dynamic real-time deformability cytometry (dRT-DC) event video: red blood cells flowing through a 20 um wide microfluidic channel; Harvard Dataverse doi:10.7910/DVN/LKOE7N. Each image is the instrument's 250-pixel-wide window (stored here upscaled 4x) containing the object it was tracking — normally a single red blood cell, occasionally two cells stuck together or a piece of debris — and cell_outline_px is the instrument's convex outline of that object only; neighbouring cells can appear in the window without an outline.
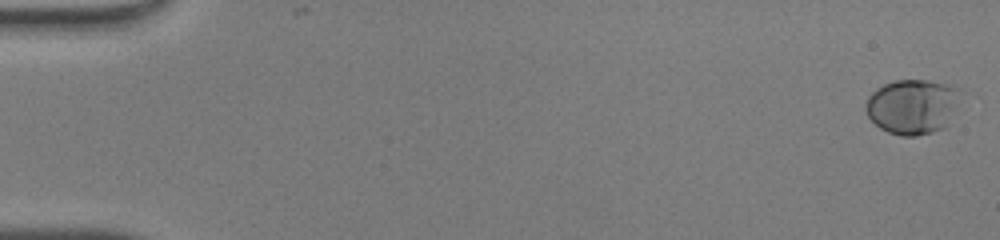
{"species": "human", "species_latin": "Homo sapiens", "temperature_condition": "warm", "stored_images_in_passage": 50, "camera_frame_rate_fps": 3000, "um_per_image_px": 0.085, "donor": {"sex": "male"}, "frame": {"image": 1, "passage_image": 1, "time_ms": 0.0, "image_size_px": [1000, 240], "cell_outline_px": [[960, 88], [956, 104], [944, 128], [932, 132], [916, 136], [900, 136], [888, 132], [880, 128], [868, 116], [864, 104], [868, 96], [876, 88], [884, 84], [896, 80], [928, 80], [952, 84]], "centroid_in_image_um": [77.52, 9.04], "position_along_channel_um": 7.5, "area_um2": 30.23}}
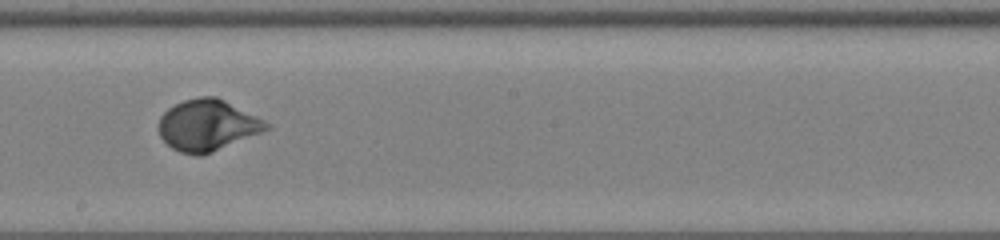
{"frame": {"image": 2, "passage_image": 29, "time_ms": 9.333, "image_size_px": [1000, 240], "cell_outline_px": [[272, 128], [212, 152], [200, 156], [196, 156], [180, 152], [172, 148], [160, 136], [160, 116], [168, 108], [184, 100], [200, 96], [216, 96], [272, 124]], "centroid_in_image_um": [17.65, 10.65], "position_along_channel_um": 230.6, "area_um2": 31.91}}
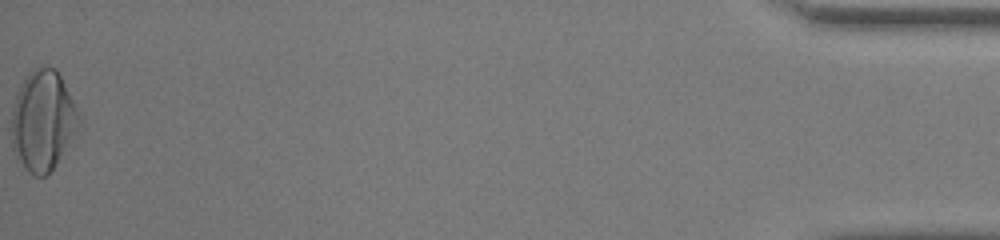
{"frame": {"image": 3, "passage_image": 50, "time_ms": 16.333, "image_size_px": [1000, 240], "cell_outline_px": [[80, 120], [56, 164], [44, 176], [36, 176], [24, 164], [12, 148], [12, 108], [16, 92], [20, 84], [28, 72], [32, 68], [56, 68], [80, 116]], "centroid_in_image_um": [3.6, 10.19], "position_along_channel_um": 431.6, "area_um2": 38.09}, "authors_computed_cell_mechanics": {"area_um2": 30.1138, "velocity_mm_per_s": 4.2421, "shape_relaxation_time_tau1_ms": 2.8772, "shape_relaxation_time_tau2_ms": null, "deformation_change_tau1": 0.1939, "deformation_change_tau2": null}}